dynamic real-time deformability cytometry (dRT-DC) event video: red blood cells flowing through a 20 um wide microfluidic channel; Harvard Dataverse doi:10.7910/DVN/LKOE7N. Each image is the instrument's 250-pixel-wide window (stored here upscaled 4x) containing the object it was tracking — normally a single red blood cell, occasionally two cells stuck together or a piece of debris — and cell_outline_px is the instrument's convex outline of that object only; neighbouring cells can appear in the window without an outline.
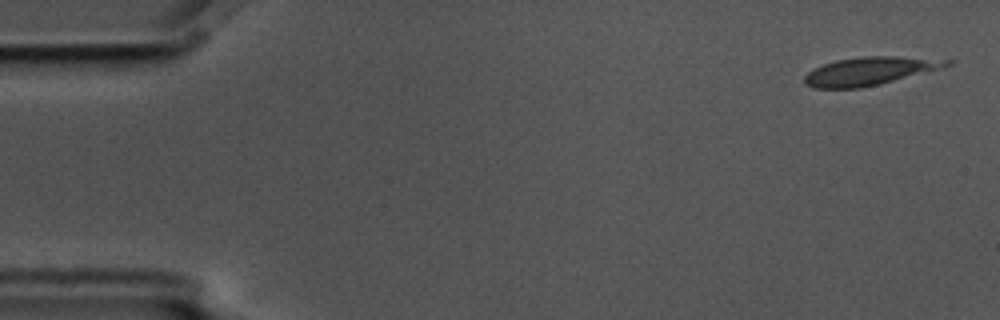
{"species": "common noctule bat (a hibernating species)", "species_latin": "Nyctalus noctula", "temperature_condition": "cold", "stored_images_in_passage": 5, "camera_frame_rate_fps": 3000, "um_per_image_px": 0.085, "animal": {"sex": "male", "body_mass_g": 17.5, "forearm_length_mm": 52.3}, "frame": {"image": 1, "passage_image": 1, "time_ms": 0.0, "image_size_px": [1000, 320], "cell_outline_px": [[956, 60], [952, 64], [944, 68], [880, 84], [860, 88], [812, 88], [804, 84], [804, 76], [812, 68], [836, 60], [864, 56], [896, 56]], "centroid_in_image_um": [73.95, 6.04], "position_along_channel_um": 11.1, "area_um2": 23.58}}